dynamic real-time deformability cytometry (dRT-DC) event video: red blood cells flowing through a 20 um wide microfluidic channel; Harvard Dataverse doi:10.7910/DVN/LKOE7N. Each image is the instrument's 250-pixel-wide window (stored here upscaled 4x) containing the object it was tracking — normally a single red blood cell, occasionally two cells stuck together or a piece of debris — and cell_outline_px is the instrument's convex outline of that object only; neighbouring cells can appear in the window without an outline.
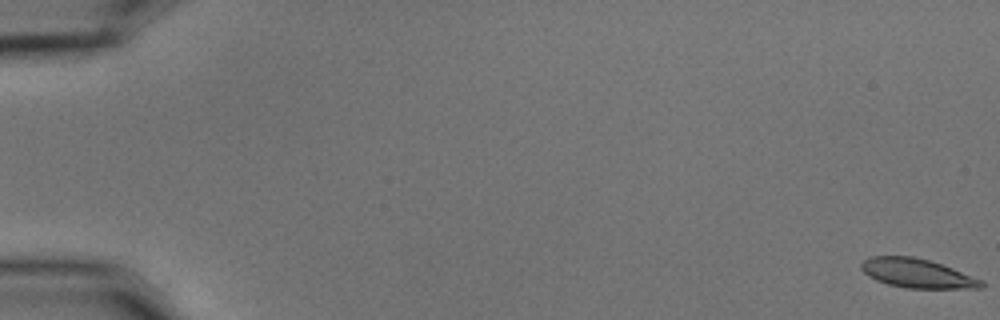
{"species": "common noctule bat (a hibernating species)", "species_latin": "Nyctalus noctula", "temperature_condition": "cold", "stored_images_in_passage": 16, "camera_frame_rate_fps": 3000, "um_per_image_px": 0.085, "animal": {"sex": "male", "body_mass_g": 15.6}, "frame": {"image": 1, "passage_image": 1, "time_ms": 0.0, "image_size_px": [1000, 320], "cell_outline_px": [[984, 288], [908, 288], [888, 284], [876, 280], [868, 276], [860, 268], [860, 264], [868, 256], [912, 256], [928, 260], [952, 268], [984, 280]], "centroid_in_image_um": [77.95, 23.23], "position_along_channel_um": 7.1, "area_um2": 20.35}}
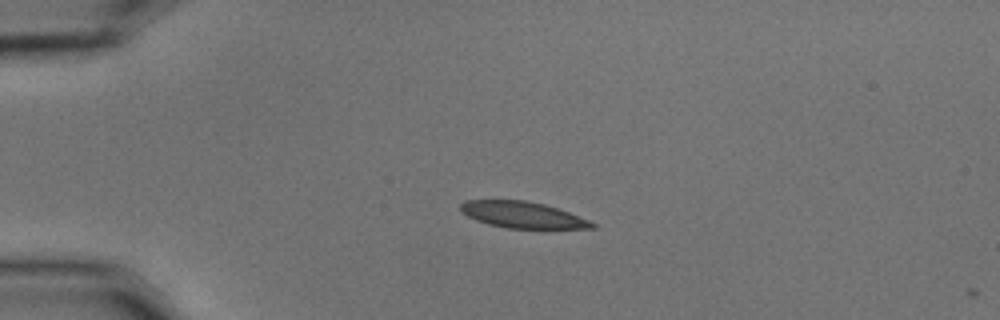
{"frame": {"image": 2, "passage_image": 15, "time_ms": 4.667, "image_size_px": [1000, 320], "cell_outline_px": [[596, 228], [508, 228], [488, 224], [476, 220], [460, 212], [460, 204], [464, 200], [524, 200], [544, 204], [568, 212], [588, 220], [596, 224]], "centroid_in_image_um": [44.37, 18.25], "position_along_channel_um": 40.6, "area_um2": 20.0}}